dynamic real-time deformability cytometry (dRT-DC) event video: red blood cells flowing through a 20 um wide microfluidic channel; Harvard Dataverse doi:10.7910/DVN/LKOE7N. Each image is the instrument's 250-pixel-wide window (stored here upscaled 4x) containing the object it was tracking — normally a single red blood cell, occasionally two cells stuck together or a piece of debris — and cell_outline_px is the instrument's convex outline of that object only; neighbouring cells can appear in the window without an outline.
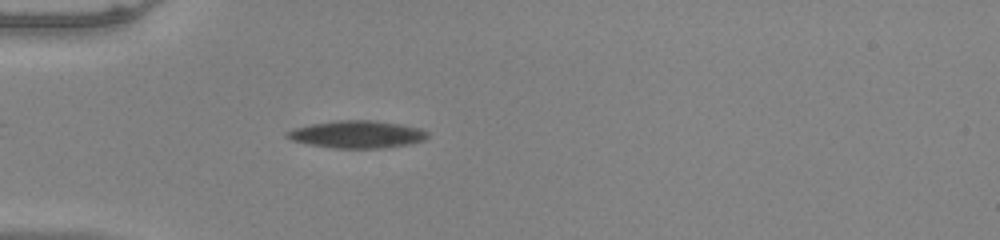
{"species": "common noctule bat (a hibernating species)", "species_latin": "Nyctalus noctula", "temperature_condition": "warm", "stored_images_in_passage": 44, "camera_frame_rate_fps": 3000, "um_per_image_px": 0.085, "animal": {"sex": "male", "body_mass_g": 20.0, "forearm_length_mm": 53.3}, "frame": {"image": 1, "passage_image": 5, "time_ms": 1.333, "image_size_px": [1000, 240], "cell_outline_px": [[428, 136], [424, 140], [408, 144], [384, 148], [332, 148], [292, 140], [284, 136], [284, 132], [292, 128], [312, 124], [336, 120], [372, 120], [400, 124], [420, 128], [428, 132]], "centroid_in_image_um": [30.33, 11.41], "position_along_channel_um": 54.7, "area_um2": 22.43}}
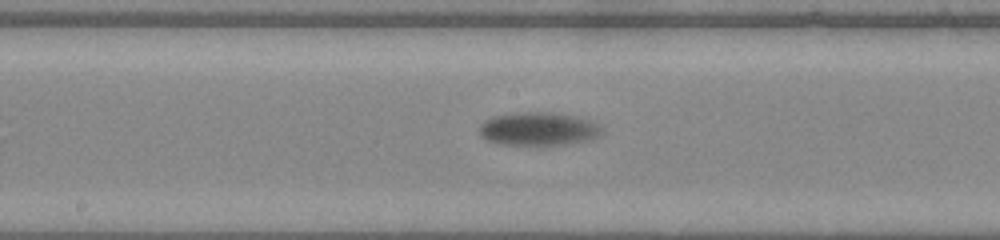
{"frame": {"image": 2, "passage_image": 18, "time_ms": 5.667, "image_size_px": [1000, 240], "cell_outline_px": [[600, 132], [596, 136], [584, 140], [560, 144], [504, 144], [488, 140], [480, 132], [480, 124], [484, 120], [492, 116], [528, 112], [540, 112], [576, 116], [588, 120], [596, 124], [600, 128]], "centroid_in_image_um": [45.7, 10.94], "position_along_channel_um": 202.5, "area_um2": 22.72}}
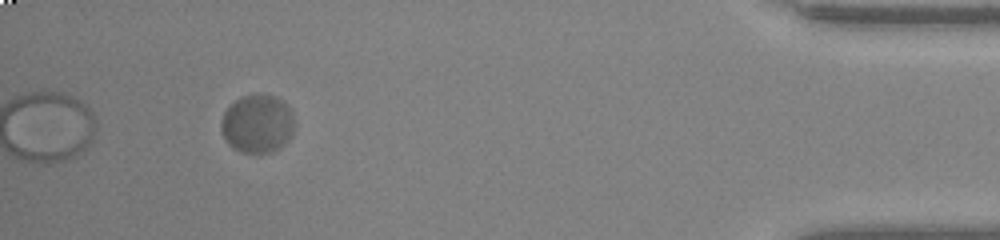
{"frame": {"image": 3, "passage_image": 40, "time_ms": 13.0, "image_size_px": [1000, 240], "cell_outline_px": [[292, 132], [288, 140], [280, 148], [272, 152], [256, 156], [240, 152], [232, 148], [228, 144], [220, 128], [220, 120], [228, 104], [244, 96], [276, 96], [288, 108], [292, 116]], "centroid_in_image_um": [21.81, 10.6], "position_along_channel_um": 413.4, "area_um2": 24.97}, "authors_computed_cell_mechanics": {"area_um2": 22.9177, "velocity_mm_per_s": 3.6938, "shape_relaxation_time_tau1_ms": 3.4597, "shape_relaxation_time_tau2_ms": null, "deformation_change_tau1": 0.1537, "deformation_change_tau2": null}}